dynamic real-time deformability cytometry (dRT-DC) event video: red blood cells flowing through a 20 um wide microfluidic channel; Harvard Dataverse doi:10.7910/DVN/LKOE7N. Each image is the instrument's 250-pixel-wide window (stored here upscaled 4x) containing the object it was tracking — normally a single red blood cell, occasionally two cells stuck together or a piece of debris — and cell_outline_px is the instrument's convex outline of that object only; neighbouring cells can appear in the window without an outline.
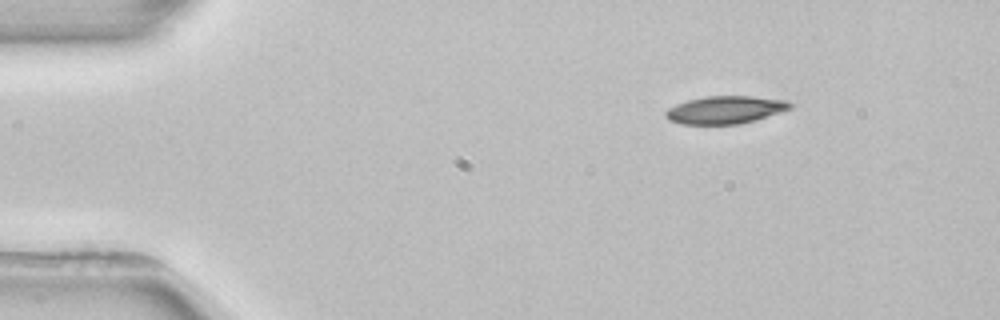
{"species": "common noctule bat (a hibernating species)", "species_latin": "Nyctalus noctula", "temperature_condition": "room temperature", "stored_images_in_passage": 3, "camera_frame_rate_fps": 3000, "um_per_image_px": 0.085, "animal": {"sex": "female", "body_mass_g": 22.7, "forearm_length_mm": 54.2}, "frame": {"image": 1, "passage_image": 1, "time_ms": 0.0, "image_size_px": [1000, 320], "cell_outline_px": [[792, 108], [756, 120], [740, 124], [680, 124], [668, 120], [664, 116], [664, 112], [668, 108], [676, 104], [688, 100], [708, 96], [752, 96], [788, 100], [792, 104]], "centroid_in_image_um": [61.64, 9.34], "position_along_channel_um": 23.4, "area_um2": 20.23}}
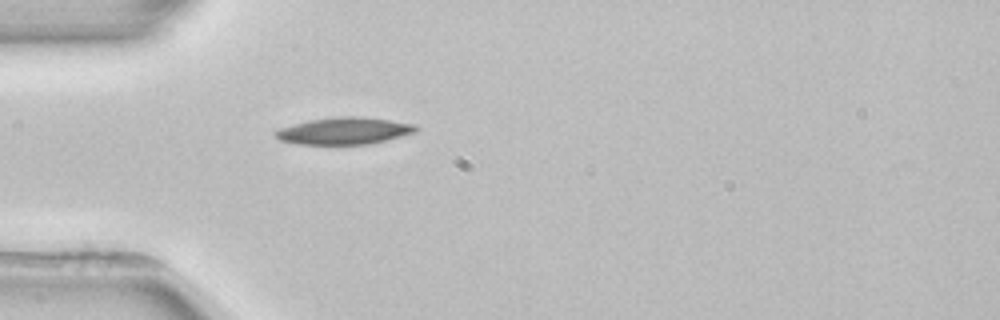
{"frame": {"image": 2, "passage_image": 3, "time_ms": 2.667, "image_size_px": [1000, 320], "cell_outline_px": [[420, 128], [416, 132], [368, 144], [296, 144], [280, 140], [276, 136], [276, 132], [280, 128], [312, 120], [336, 116], [364, 116], [416, 124]], "centroid_in_image_um": [29.32, 11.11], "position_along_channel_um": 55.7, "area_um2": 21.85}}